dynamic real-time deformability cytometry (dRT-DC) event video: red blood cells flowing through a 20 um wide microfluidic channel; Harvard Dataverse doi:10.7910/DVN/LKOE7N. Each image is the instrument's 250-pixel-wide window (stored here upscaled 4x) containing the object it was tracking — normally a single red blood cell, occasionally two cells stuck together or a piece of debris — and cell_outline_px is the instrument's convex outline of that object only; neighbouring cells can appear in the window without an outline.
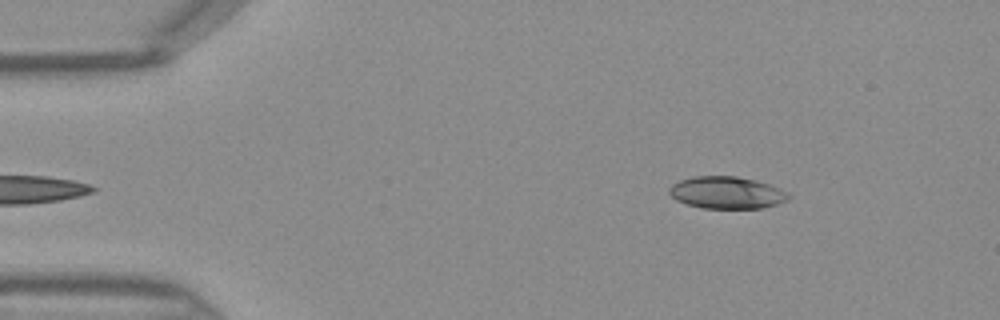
{"species": "Egyptian fruit bat (a non-hibernating species)", "species_latin": "Rousettus aegyptiacus", "temperature_condition": "warm", "stored_images_in_passage": 41, "camera_frame_rate_fps": 3000, "um_per_image_px": 0.085, "frame": {"image": 1, "passage_image": 2, "time_ms": 0.333, "image_size_px": [1000, 320], "cell_outline_px": [[792, 196], [776, 204], [760, 208], [704, 208], [688, 204], [676, 200], [668, 192], [668, 188], [672, 184], [680, 180], [692, 176], [736, 176], [756, 180], [768, 184]], "centroid_in_image_um": [61.7, 16.36], "position_along_channel_um": 23.3, "area_um2": 22.02}}
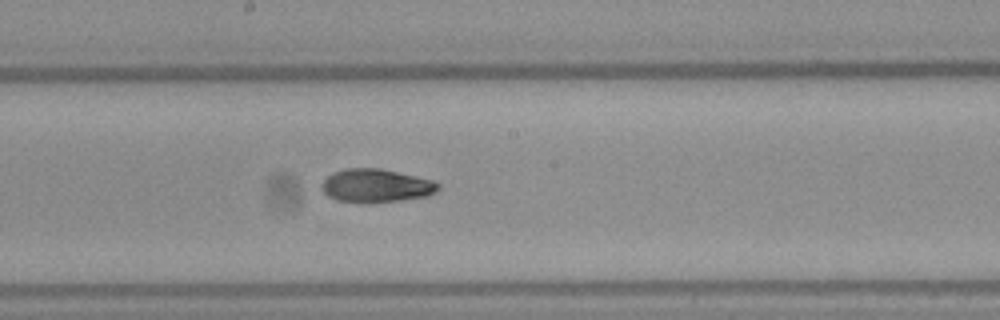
{"frame": {"image": 2, "passage_image": 20, "time_ms": 6.333, "image_size_px": [1000, 320], "cell_outline_px": [[440, 188], [436, 192], [428, 196], [396, 200], [336, 200], [328, 196], [324, 192], [320, 184], [332, 172], [344, 168], [380, 168], [416, 176], [432, 180], [440, 184]], "centroid_in_image_um": [31.98, 15.73], "position_along_channel_um": 216.2, "area_um2": 21.96}}
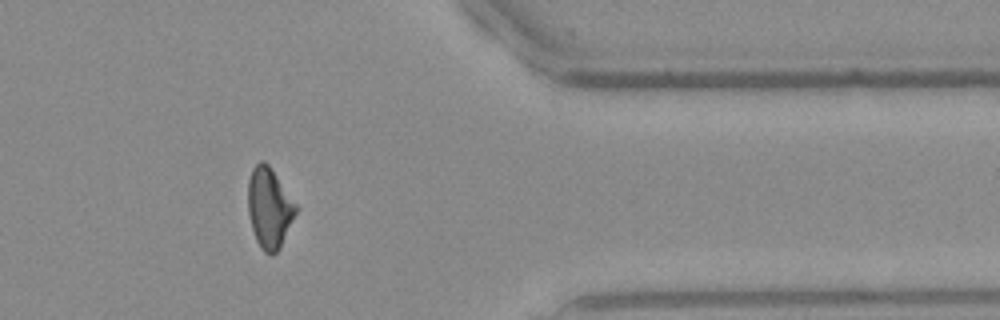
{"frame": {"image": 3, "passage_image": 33, "time_ms": 10.667, "image_size_px": [1000, 320], "cell_outline_px": [[300, 208], [280, 248], [272, 256], [264, 252], [256, 240], [252, 228], [248, 212], [248, 180], [252, 168], [260, 160], [264, 160], [268, 164]], "centroid_in_image_um": [22.91, 17.68], "position_along_channel_um": 388.5, "area_um2": 22.72}}